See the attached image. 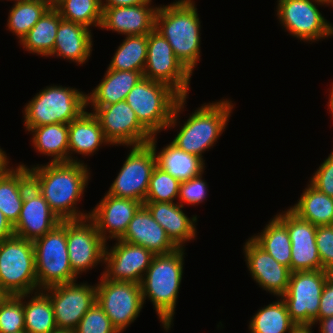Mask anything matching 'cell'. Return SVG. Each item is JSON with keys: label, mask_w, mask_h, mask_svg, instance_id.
I'll return each instance as SVG.
<instances>
[{"label": "cell", "mask_w": 333, "mask_h": 333, "mask_svg": "<svg viewBox=\"0 0 333 333\" xmlns=\"http://www.w3.org/2000/svg\"><path fill=\"white\" fill-rule=\"evenodd\" d=\"M36 165L28 167L32 184L61 221L89 217L90 211L84 213L77 206L90 181L91 171L87 164L47 162Z\"/></svg>", "instance_id": "1"}, {"label": "cell", "mask_w": 333, "mask_h": 333, "mask_svg": "<svg viewBox=\"0 0 333 333\" xmlns=\"http://www.w3.org/2000/svg\"><path fill=\"white\" fill-rule=\"evenodd\" d=\"M196 6L194 0H175L159 5L155 16V30L192 75L201 59V21Z\"/></svg>", "instance_id": "2"}, {"label": "cell", "mask_w": 333, "mask_h": 333, "mask_svg": "<svg viewBox=\"0 0 333 333\" xmlns=\"http://www.w3.org/2000/svg\"><path fill=\"white\" fill-rule=\"evenodd\" d=\"M185 254V248H178L168 254L155 255L140 283L143 303L146 299L152 302L166 332L174 322Z\"/></svg>", "instance_id": "3"}, {"label": "cell", "mask_w": 333, "mask_h": 333, "mask_svg": "<svg viewBox=\"0 0 333 333\" xmlns=\"http://www.w3.org/2000/svg\"><path fill=\"white\" fill-rule=\"evenodd\" d=\"M188 97H180L161 82L142 78L128 93L125 101L135 111L140 124L153 136L179 126L180 114Z\"/></svg>", "instance_id": "4"}, {"label": "cell", "mask_w": 333, "mask_h": 333, "mask_svg": "<svg viewBox=\"0 0 333 333\" xmlns=\"http://www.w3.org/2000/svg\"><path fill=\"white\" fill-rule=\"evenodd\" d=\"M232 102L222 98L202 104L189 114L171 142L186 153L204 160L202 154L216 145L228 125L235 107Z\"/></svg>", "instance_id": "5"}, {"label": "cell", "mask_w": 333, "mask_h": 333, "mask_svg": "<svg viewBox=\"0 0 333 333\" xmlns=\"http://www.w3.org/2000/svg\"><path fill=\"white\" fill-rule=\"evenodd\" d=\"M85 92L62 85L46 86L22 110L26 131L38 126L69 124L87 109Z\"/></svg>", "instance_id": "6"}, {"label": "cell", "mask_w": 333, "mask_h": 333, "mask_svg": "<svg viewBox=\"0 0 333 333\" xmlns=\"http://www.w3.org/2000/svg\"><path fill=\"white\" fill-rule=\"evenodd\" d=\"M0 286L14 296L40 290L32 241L14 235L0 243Z\"/></svg>", "instance_id": "7"}, {"label": "cell", "mask_w": 333, "mask_h": 333, "mask_svg": "<svg viewBox=\"0 0 333 333\" xmlns=\"http://www.w3.org/2000/svg\"><path fill=\"white\" fill-rule=\"evenodd\" d=\"M38 288L77 281L71 268L66 240V220L33 241Z\"/></svg>", "instance_id": "8"}, {"label": "cell", "mask_w": 333, "mask_h": 333, "mask_svg": "<svg viewBox=\"0 0 333 333\" xmlns=\"http://www.w3.org/2000/svg\"><path fill=\"white\" fill-rule=\"evenodd\" d=\"M317 4V6H316ZM332 6L331 0H277L276 16L285 32L310 44L333 36L331 24L318 6ZM329 37V38H328Z\"/></svg>", "instance_id": "9"}, {"label": "cell", "mask_w": 333, "mask_h": 333, "mask_svg": "<svg viewBox=\"0 0 333 333\" xmlns=\"http://www.w3.org/2000/svg\"><path fill=\"white\" fill-rule=\"evenodd\" d=\"M96 302L119 333L134 323L145 305L140 284L107 280L103 276L96 283Z\"/></svg>", "instance_id": "10"}, {"label": "cell", "mask_w": 333, "mask_h": 333, "mask_svg": "<svg viewBox=\"0 0 333 333\" xmlns=\"http://www.w3.org/2000/svg\"><path fill=\"white\" fill-rule=\"evenodd\" d=\"M143 76L168 85L180 97H188L192 74L177 59L167 40L155 29L148 34Z\"/></svg>", "instance_id": "11"}, {"label": "cell", "mask_w": 333, "mask_h": 333, "mask_svg": "<svg viewBox=\"0 0 333 333\" xmlns=\"http://www.w3.org/2000/svg\"><path fill=\"white\" fill-rule=\"evenodd\" d=\"M331 272L326 270L292 272L287 291L281 296L291 320L296 324H314L321 294Z\"/></svg>", "instance_id": "12"}, {"label": "cell", "mask_w": 333, "mask_h": 333, "mask_svg": "<svg viewBox=\"0 0 333 333\" xmlns=\"http://www.w3.org/2000/svg\"><path fill=\"white\" fill-rule=\"evenodd\" d=\"M128 153L107 194L144 203L156 157L149 144L128 146Z\"/></svg>", "instance_id": "13"}, {"label": "cell", "mask_w": 333, "mask_h": 333, "mask_svg": "<svg viewBox=\"0 0 333 333\" xmlns=\"http://www.w3.org/2000/svg\"><path fill=\"white\" fill-rule=\"evenodd\" d=\"M66 240L70 265L77 277L103 264L106 242L89 217L66 220Z\"/></svg>", "instance_id": "14"}, {"label": "cell", "mask_w": 333, "mask_h": 333, "mask_svg": "<svg viewBox=\"0 0 333 333\" xmlns=\"http://www.w3.org/2000/svg\"><path fill=\"white\" fill-rule=\"evenodd\" d=\"M90 109L99 120L104 136L112 147L144 145L152 137L125 100L107 106H91Z\"/></svg>", "instance_id": "15"}, {"label": "cell", "mask_w": 333, "mask_h": 333, "mask_svg": "<svg viewBox=\"0 0 333 333\" xmlns=\"http://www.w3.org/2000/svg\"><path fill=\"white\" fill-rule=\"evenodd\" d=\"M49 296L58 330H75L86 312L96 303V284L75 282L43 289Z\"/></svg>", "instance_id": "16"}, {"label": "cell", "mask_w": 333, "mask_h": 333, "mask_svg": "<svg viewBox=\"0 0 333 333\" xmlns=\"http://www.w3.org/2000/svg\"><path fill=\"white\" fill-rule=\"evenodd\" d=\"M155 255L143 246L116 240L109 249L106 243L104 271L107 280L125 281L140 284Z\"/></svg>", "instance_id": "17"}, {"label": "cell", "mask_w": 333, "mask_h": 333, "mask_svg": "<svg viewBox=\"0 0 333 333\" xmlns=\"http://www.w3.org/2000/svg\"><path fill=\"white\" fill-rule=\"evenodd\" d=\"M286 227L291 241V272L324 270L316 245L317 226L299 218L289 208L275 215Z\"/></svg>", "instance_id": "18"}, {"label": "cell", "mask_w": 333, "mask_h": 333, "mask_svg": "<svg viewBox=\"0 0 333 333\" xmlns=\"http://www.w3.org/2000/svg\"><path fill=\"white\" fill-rule=\"evenodd\" d=\"M243 251L252 279L267 293L281 297L288 289L290 268L278 263L250 237L245 241Z\"/></svg>", "instance_id": "19"}, {"label": "cell", "mask_w": 333, "mask_h": 333, "mask_svg": "<svg viewBox=\"0 0 333 333\" xmlns=\"http://www.w3.org/2000/svg\"><path fill=\"white\" fill-rule=\"evenodd\" d=\"M142 205L137 200L117 198L105 192L101 201L90 210L89 218L107 243L109 239L115 241L123 237L129 222Z\"/></svg>", "instance_id": "20"}, {"label": "cell", "mask_w": 333, "mask_h": 333, "mask_svg": "<svg viewBox=\"0 0 333 333\" xmlns=\"http://www.w3.org/2000/svg\"><path fill=\"white\" fill-rule=\"evenodd\" d=\"M61 220L51 210L43 195L32 184L24 194L19 219L13 226L14 235L35 241L55 228Z\"/></svg>", "instance_id": "21"}, {"label": "cell", "mask_w": 333, "mask_h": 333, "mask_svg": "<svg viewBox=\"0 0 333 333\" xmlns=\"http://www.w3.org/2000/svg\"><path fill=\"white\" fill-rule=\"evenodd\" d=\"M151 5L102 7V20L98 29L124 36L148 35L155 29V16L159 7Z\"/></svg>", "instance_id": "22"}, {"label": "cell", "mask_w": 333, "mask_h": 333, "mask_svg": "<svg viewBox=\"0 0 333 333\" xmlns=\"http://www.w3.org/2000/svg\"><path fill=\"white\" fill-rule=\"evenodd\" d=\"M120 240L143 246L154 255L168 254L178 249L144 205L134 214Z\"/></svg>", "instance_id": "23"}, {"label": "cell", "mask_w": 333, "mask_h": 333, "mask_svg": "<svg viewBox=\"0 0 333 333\" xmlns=\"http://www.w3.org/2000/svg\"><path fill=\"white\" fill-rule=\"evenodd\" d=\"M143 205L178 248H185V243L196 240L197 215L189 218L178 202L145 201Z\"/></svg>", "instance_id": "24"}, {"label": "cell", "mask_w": 333, "mask_h": 333, "mask_svg": "<svg viewBox=\"0 0 333 333\" xmlns=\"http://www.w3.org/2000/svg\"><path fill=\"white\" fill-rule=\"evenodd\" d=\"M92 29L61 19L56 34L55 46L49 57L66 59L77 65L85 64L92 56Z\"/></svg>", "instance_id": "25"}, {"label": "cell", "mask_w": 333, "mask_h": 333, "mask_svg": "<svg viewBox=\"0 0 333 333\" xmlns=\"http://www.w3.org/2000/svg\"><path fill=\"white\" fill-rule=\"evenodd\" d=\"M69 125V162H83L74 154L82 157L93 156L99 148L105 145L112 146L105 138L97 117L88 111H84ZM73 154V156H72Z\"/></svg>", "instance_id": "26"}, {"label": "cell", "mask_w": 333, "mask_h": 333, "mask_svg": "<svg viewBox=\"0 0 333 333\" xmlns=\"http://www.w3.org/2000/svg\"><path fill=\"white\" fill-rule=\"evenodd\" d=\"M148 144L154 151L156 166L179 182L188 181L204 173L205 160L186 153L172 142L161 148L159 152L157 151V135H153Z\"/></svg>", "instance_id": "27"}, {"label": "cell", "mask_w": 333, "mask_h": 333, "mask_svg": "<svg viewBox=\"0 0 333 333\" xmlns=\"http://www.w3.org/2000/svg\"><path fill=\"white\" fill-rule=\"evenodd\" d=\"M31 185L28 166L22 162L0 175V211L12 226L19 219L25 191Z\"/></svg>", "instance_id": "28"}, {"label": "cell", "mask_w": 333, "mask_h": 333, "mask_svg": "<svg viewBox=\"0 0 333 333\" xmlns=\"http://www.w3.org/2000/svg\"><path fill=\"white\" fill-rule=\"evenodd\" d=\"M143 77V72L107 69L100 83L86 94L87 108L112 105L125 100L130 90Z\"/></svg>", "instance_id": "29"}, {"label": "cell", "mask_w": 333, "mask_h": 333, "mask_svg": "<svg viewBox=\"0 0 333 333\" xmlns=\"http://www.w3.org/2000/svg\"><path fill=\"white\" fill-rule=\"evenodd\" d=\"M32 145L40 155L51 157L49 163L69 162V125L49 124L32 128Z\"/></svg>", "instance_id": "30"}, {"label": "cell", "mask_w": 333, "mask_h": 333, "mask_svg": "<svg viewBox=\"0 0 333 333\" xmlns=\"http://www.w3.org/2000/svg\"><path fill=\"white\" fill-rule=\"evenodd\" d=\"M289 209L314 226L333 225V198L316 189L309 182L300 198Z\"/></svg>", "instance_id": "31"}, {"label": "cell", "mask_w": 333, "mask_h": 333, "mask_svg": "<svg viewBox=\"0 0 333 333\" xmlns=\"http://www.w3.org/2000/svg\"><path fill=\"white\" fill-rule=\"evenodd\" d=\"M61 19L59 12L50 7L18 43L28 53L49 57L55 46L56 34Z\"/></svg>", "instance_id": "32"}, {"label": "cell", "mask_w": 333, "mask_h": 333, "mask_svg": "<svg viewBox=\"0 0 333 333\" xmlns=\"http://www.w3.org/2000/svg\"><path fill=\"white\" fill-rule=\"evenodd\" d=\"M23 310L26 333H52L57 330L50 298L43 290L23 294Z\"/></svg>", "instance_id": "33"}, {"label": "cell", "mask_w": 333, "mask_h": 333, "mask_svg": "<svg viewBox=\"0 0 333 333\" xmlns=\"http://www.w3.org/2000/svg\"><path fill=\"white\" fill-rule=\"evenodd\" d=\"M251 238L278 263L290 268L291 241L287 227L274 215L268 224Z\"/></svg>", "instance_id": "34"}, {"label": "cell", "mask_w": 333, "mask_h": 333, "mask_svg": "<svg viewBox=\"0 0 333 333\" xmlns=\"http://www.w3.org/2000/svg\"><path fill=\"white\" fill-rule=\"evenodd\" d=\"M295 325L284 300L278 297L251 317L248 329L250 333H290Z\"/></svg>", "instance_id": "35"}, {"label": "cell", "mask_w": 333, "mask_h": 333, "mask_svg": "<svg viewBox=\"0 0 333 333\" xmlns=\"http://www.w3.org/2000/svg\"><path fill=\"white\" fill-rule=\"evenodd\" d=\"M119 45L107 69L144 72L148 35L125 36Z\"/></svg>", "instance_id": "36"}, {"label": "cell", "mask_w": 333, "mask_h": 333, "mask_svg": "<svg viewBox=\"0 0 333 333\" xmlns=\"http://www.w3.org/2000/svg\"><path fill=\"white\" fill-rule=\"evenodd\" d=\"M49 8L44 0L14 1L9 10L6 30L16 35L20 42Z\"/></svg>", "instance_id": "37"}, {"label": "cell", "mask_w": 333, "mask_h": 333, "mask_svg": "<svg viewBox=\"0 0 333 333\" xmlns=\"http://www.w3.org/2000/svg\"><path fill=\"white\" fill-rule=\"evenodd\" d=\"M61 18L81 24L88 29L100 27L102 20L101 0H62L54 7Z\"/></svg>", "instance_id": "38"}, {"label": "cell", "mask_w": 333, "mask_h": 333, "mask_svg": "<svg viewBox=\"0 0 333 333\" xmlns=\"http://www.w3.org/2000/svg\"><path fill=\"white\" fill-rule=\"evenodd\" d=\"M180 183L169 173L156 166L151 174L145 201L176 202Z\"/></svg>", "instance_id": "39"}, {"label": "cell", "mask_w": 333, "mask_h": 333, "mask_svg": "<svg viewBox=\"0 0 333 333\" xmlns=\"http://www.w3.org/2000/svg\"><path fill=\"white\" fill-rule=\"evenodd\" d=\"M25 332L23 294L10 295L0 306V333Z\"/></svg>", "instance_id": "40"}, {"label": "cell", "mask_w": 333, "mask_h": 333, "mask_svg": "<svg viewBox=\"0 0 333 333\" xmlns=\"http://www.w3.org/2000/svg\"><path fill=\"white\" fill-rule=\"evenodd\" d=\"M75 333H119L109 317L96 302L82 317Z\"/></svg>", "instance_id": "41"}, {"label": "cell", "mask_w": 333, "mask_h": 333, "mask_svg": "<svg viewBox=\"0 0 333 333\" xmlns=\"http://www.w3.org/2000/svg\"><path fill=\"white\" fill-rule=\"evenodd\" d=\"M203 179V173L195 178L189 179L180 183L178 203L184 207V205H199L207 200L208 195V184ZM184 203V204H183Z\"/></svg>", "instance_id": "42"}, {"label": "cell", "mask_w": 333, "mask_h": 333, "mask_svg": "<svg viewBox=\"0 0 333 333\" xmlns=\"http://www.w3.org/2000/svg\"><path fill=\"white\" fill-rule=\"evenodd\" d=\"M315 240L322 268L333 273V225L317 226Z\"/></svg>", "instance_id": "43"}, {"label": "cell", "mask_w": 333, "mask_h": 333, "mask_svg": "<svg viewBox=\"0 0 333 333\" xmlns=\"http://www.w3.org/2000/svg\"><path fill=\"white\" fill-rule=\"evenodd\" d=\"M309 183L333 198V151L315 170L313 176L310 177Z\"/></svg>", "instance_id": "44"}, {"label": "cell", "mask_w": 333, "mask_h": 333, "mask_svg": "<svg viewBox=\"0 0 333 333\" xmlns=\"http://www.w3.org/2000/svg\"><path fill=\"white\" fill-rule=\"evenodd\" d=\"M333 316V274L331 273L325 282L318 311V316L314 319V325L320 319Z\"/></svg>", "instance_id": "45"}, {"label": "cell", "mask_w": 333, "mask_h": 333, "mask_svg": "<svg viewBox=\"0 0 333 333\" xmlns=\"http://www.w3.org/2000/svg\"><path fill=\"white\" fill-rule=\"evenodd\" d=\"M152 0H101L102 7H121L141 4H153Z\"/></svg>", "instance_id": "46"}, {"label": "cell", "mask_w": 333, "mask_h": 333, "mask_svg": "<svg viewBox=\"0 0 333 333\" xmlns=\"http://www.w3.org/2000/svg\"><path fill=\"white\" fill-rule=\"evenodd\" d=\"M12 236H14L13 226L0 211V243Z\"/></svg>", "instance_id": "47"}, {"label": "cell", "mask_w": 333, "mask_h": 333, "mask_svg": "<svg viewBox=\"0 0 333 333\" xmlns=\"http://www.w3.org/2000/svg\"><path fill=\"white\" fill-rule=\"evenodd\" d=\"M315 324L319 325L320 333H333V316L320 319Z\"/></svg>", "instance_id": "48"}, {"label": "cell", "mask_w": 333, "mask_h": 333, "mask_svg": "<svg viewBox=\"0 0 333 333\" xmlns=\"http://www.w3.org/2000/svg\"><path fill=\"white\" fill-rule=\"evenodd\" d=\"M9 157L0 146V175L5 174L11 167H10Z\"/></svg>", "instance_id": "49"}, {"label": "cell", "mask_w": 333, "mask_h": 333, "mask_svg": "<svg viewBox=\"0 0 333 333\" xmlns=\"http://www.w3.org/2000/svg\"><path fill=\"white\" fill-rule=\"evenodd\" d=\"M314 324L295 325L290 333H313Z\"/></svg>", "instance_id": "50"}, {"label": "cell", "mask_w": 333, "mask_h": 333, "mask_svg": "<svg viewBox=\"0 0 333 333\" xmlns=\"http://www.w3.org/2000/svg\"><path fill=\"white\" fill-rule=\"evenodd\" d=\"M330 92H329V101H328V109L331 112L333 118V82L331 84Z\"/></svg>", "instance_id": "51"}, {"label": "cell", "mask_w": 333, "mask_h": 333, "mask_svg": "<svg viewBox=\"0 0 333 333\" xmlns=\"http://www.w3.org/2000/svg\"><path fill=\"white\" fill-rule=\"evenodd\" d=\"M10 295L0 286V306L6 301Z\"/></svg>", "instance_id": "52"}, {"label": "cell", "mask_w": 333, "mask_h": 333, "mask_svg": "<svg viewBox=\"0 0 333 333\" xmlns=\"http://www.w3.org/2000/svg\"><path fill=\"white\" fill-rule=\"evenodd\" d=\"M50 7H55L62 0H44Z\"/></svg>", "instance_id": "53"}, {"label": "cell", "mask_w": 333, "mask_h": 333, "mask_svg": "<svg viewBox=\"0 0 333 333\" xmlns=\"http://www.w3.org/2000/svg\"><path fill=\"white\" fill-rule=\"evenodd\" d=\"M52 333H75L73 330H56Z\"/></svg>", "instance_id": "54"}]
</instances>
